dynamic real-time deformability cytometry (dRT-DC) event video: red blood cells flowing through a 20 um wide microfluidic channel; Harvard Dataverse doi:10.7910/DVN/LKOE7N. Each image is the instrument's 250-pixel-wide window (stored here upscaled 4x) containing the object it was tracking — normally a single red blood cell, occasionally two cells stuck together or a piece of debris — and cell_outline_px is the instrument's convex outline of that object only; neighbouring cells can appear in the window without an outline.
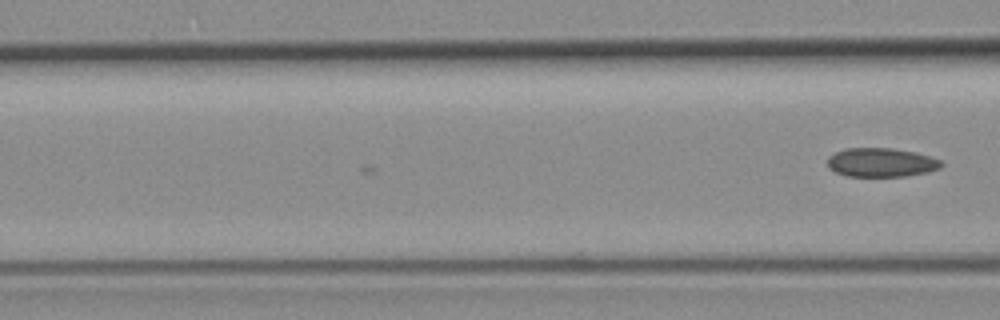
{"species": "common noctule bat (a hibernating species)", "species_latin": "Nyctalus noctula", "temperature_condition": "room temperature", "stored_images_in_passage": 5, "camera_frame_rate_fps": 3000, "um_per_image_px": 0.085, "animal": {"sex": "female", "body_mass_g": 19.3, "forearm_length_mm": 54.1}, "frame": {"image": 1, "passage_image": 5, "time_ms": 1.333, "image_size_px": [1000, 320], "cell_outline_px": [[944, 164], [940, 168], [928, 172], [904, 176], [848, 176], [836, 172], [828, 168], [828, 156], [844, 148], [892, 148], [916, 152], [940, 160]], "centroid_in_image_um": [74.9, 13.8], "position_along_channel_um": 91.7, "area_um2": 19.19}}